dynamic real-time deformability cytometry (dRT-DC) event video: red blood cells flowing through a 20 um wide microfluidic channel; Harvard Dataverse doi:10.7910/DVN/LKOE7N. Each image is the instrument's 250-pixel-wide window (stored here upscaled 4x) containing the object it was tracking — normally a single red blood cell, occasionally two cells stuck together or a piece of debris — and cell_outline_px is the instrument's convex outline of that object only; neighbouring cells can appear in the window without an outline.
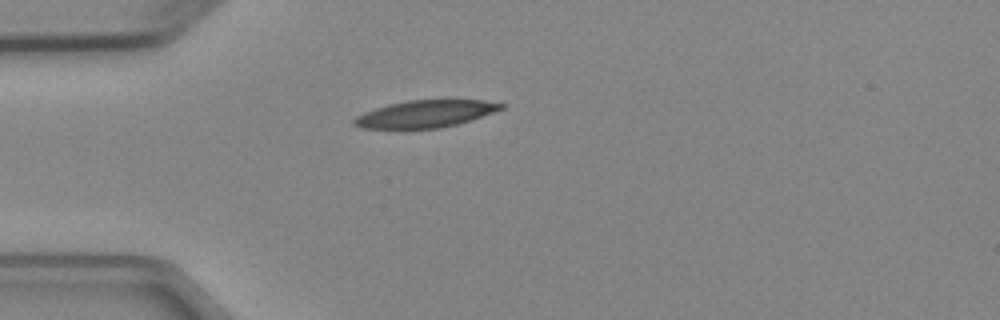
{"species": "Egyptian fruit bat (a non-hibernating species)", "species_latin": "Rousettus aegyptiacus", "temperature_condition": "cold", "stored_images_in_passage": 4, "camera_frame_rate_fps": 3000, "um_per_image_px": 0.085, "animal": {"sex": "female"}, "frame": {"image": 1, "passage_image": 4, "time_ms": 3.667, "image_size_px": [1000, 320], "cell_outline_px": [[508, 104], [504, 108], [456, 124], [440, 128], [400, 132], [360, 128], [352, 124], [352, 120], [356, 116], [364, 112], [388, 104], [408, 100], [484, 100]], "centroid_in_image_um": [36.03, 9.73], "position_along_channel_um": 49.0, "area_um2": 24.22}}